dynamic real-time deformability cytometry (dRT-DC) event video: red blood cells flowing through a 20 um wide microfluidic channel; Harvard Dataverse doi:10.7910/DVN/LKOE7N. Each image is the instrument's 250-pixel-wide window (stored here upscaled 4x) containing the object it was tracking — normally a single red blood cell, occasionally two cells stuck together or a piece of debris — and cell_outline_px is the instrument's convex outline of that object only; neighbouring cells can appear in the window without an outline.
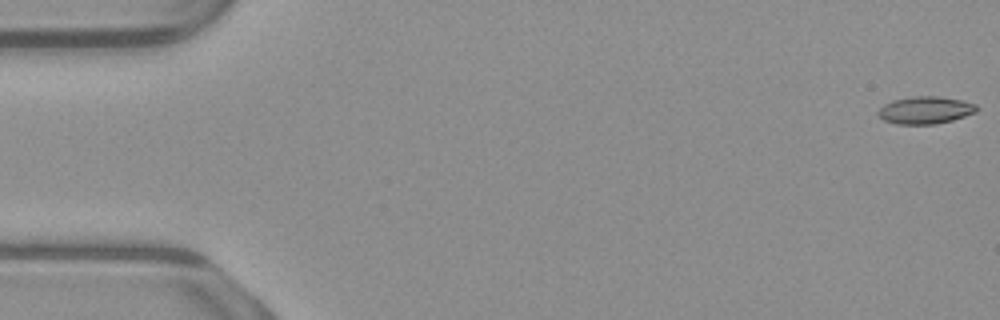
{"species": "common noctule bat (a hibernating species)", "species_latin": "Nyctalus noctula", "temperature_condition": "warm", "stored_images_in_passage": 53, "camera_frame_rate_fps": 3000, "um_per_image_px": 0.085, "animal": {"sex": "male", "body_mass_g": 23.1, "forearm_length_mm": 52.7}, "frame": {"image": 1, "passage_image": 1, "time_ms": 0.0, "image_size_px": [1000, 320], "cell_outline_px": [[980, 108], [976, 112], [952, 120], [936, 124], [896, 124], [884, 120], [876, 112], [884, 104], [892, 100], [912, 96], [940, 96], [960, 100], [976, 104]], "centroid_in_image_um": [78.65, 9.35], "position_along_channel_um": 6.3, "area_um2": 15.78}}
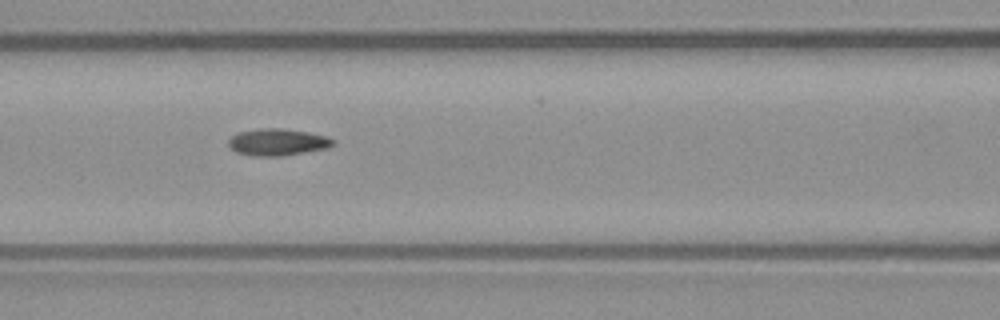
{"frame": {"image": 2, "passage_image": 23, "time_ms": 7.333, "image_size_px": [1000, 320], "cell_outline_px": [[336, 144], [328, 148], [284, 156], [252, 156], [236, 152], [228, 144], [228, 140], [232, 136], [240, 132], [260, 128], [284, 128], [308, 132], [328, 136], [336, 140]], "centroid_in_image_um": [23.65, 12.08], "position_along_channel_um": 142.9, "area_um2": 16.59}}
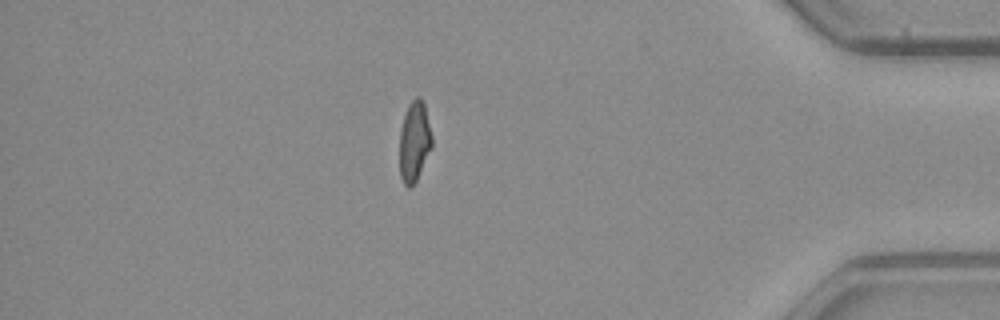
{"frame": {"image": 3, "passage_image": 46, "time_ms": 15.0, "image_size_px": [1000, 320], "cell_outline_px": [[432, 148], [416, 180], [408, 188], [404, 184], [400, 176], [400, 128], [408, 104], [416, 96], [420, 96], [424, 104], [432, 136]], "centroid_in_image_um": [35.22, 12.0], "position_along_channel_um": 400.0, "area_um2": 15.09}, "authors_computed_cell_mechanics": {"area_um2": 15.7794, "velocity_mm_per_s": 3.9142, "shape_relaxation_time_tau1_ms": null, "shape_relaxation_time_tau2_ms": 2.9664, "deformation_change_tau1": null, "deformation_change_tau2": 0.0861}}